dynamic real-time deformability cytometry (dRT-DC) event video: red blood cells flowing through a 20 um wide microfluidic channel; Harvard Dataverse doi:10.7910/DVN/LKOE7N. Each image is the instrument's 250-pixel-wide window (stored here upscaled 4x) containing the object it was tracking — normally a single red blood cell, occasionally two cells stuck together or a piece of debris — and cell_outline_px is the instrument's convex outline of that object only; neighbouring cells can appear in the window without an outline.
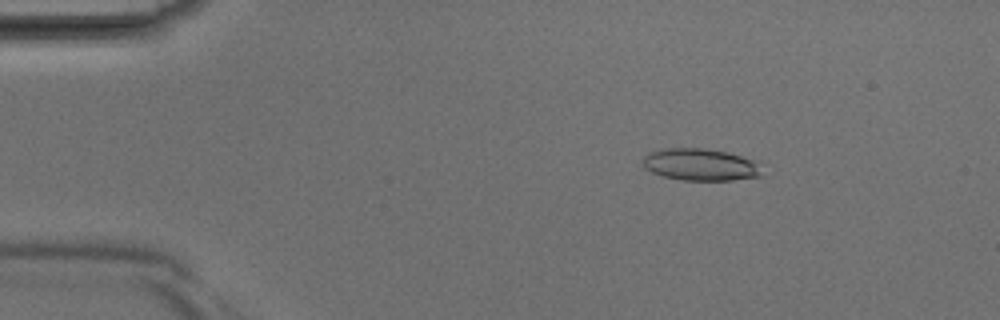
{"species": "Egyptian fruit bat (a non-hibernating species)", "species_latin": "Rousettus aegyptiacus", "temperature_condition": "room temperature", "stored_images_in_passage": 38, "camera_frame_rate_fps": 3000, "um_per_image_px": 0.085, "animal": {"sex": "male"}, "frame": {"image": 1, "passage_image": 4, "time_ms": 1.0, "image_size_px": [1000, 320], "cell_outline_px": [[764, 176], [732, 180], [680, 180], [664, 176], [652, 172], [644, 168], [644, 156], [648, 152], [660, 148], [704, 148], [728, 152], [756, 160]], "centroid_in_image_um": [59.56, 13.98], "position_along_channel_um": 25.4, "area_um2": 22.48}}
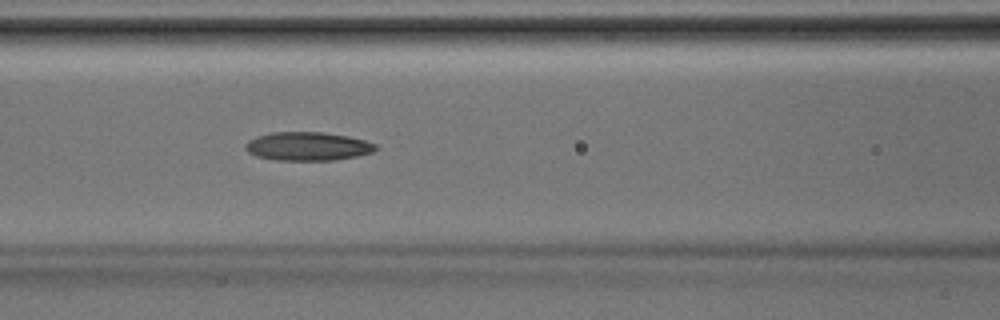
{"frame": {"image": 2, "passage_image": 15, "time_ms": 4.667, "image_size_px": [1000, 320], "cell_outline_px": [[376, 148], [372, 152], [356, 156], [336, 160], [276, 160], [256, 156], [248, 152], [244, 148], [244, 144], [248, 140], [256, 136], [272, 132], [320, 132], [348, 136], [364, 140], [376, 144]], "centroid_in_image_um": [26.11, 12.43], "position_along_channel_um": 140.5, "area_um2": 21.68}}
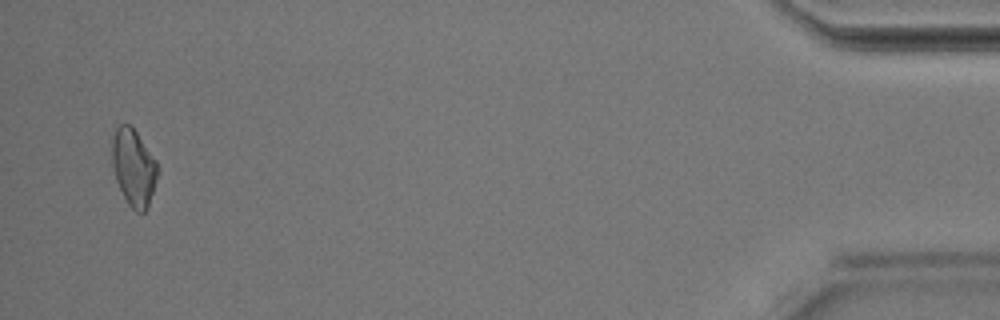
{"frame": {"image": 3, "passage_image": 37, "time_ms": 12.0, "image_size_px": [1000, 320], "cell_outline_px": [[160, 168], [148, 204], [144, 212], [136, 212], [128, 204], [116, 180], [112, 164], [112, 136], [116, 128], [120, 124], [128, 124], [136, 132], [156, 160]], "centroid_in_image_um": [11.35, 14.22], "position_along_channel_um": 423.8, "area_um2": 20.17}}